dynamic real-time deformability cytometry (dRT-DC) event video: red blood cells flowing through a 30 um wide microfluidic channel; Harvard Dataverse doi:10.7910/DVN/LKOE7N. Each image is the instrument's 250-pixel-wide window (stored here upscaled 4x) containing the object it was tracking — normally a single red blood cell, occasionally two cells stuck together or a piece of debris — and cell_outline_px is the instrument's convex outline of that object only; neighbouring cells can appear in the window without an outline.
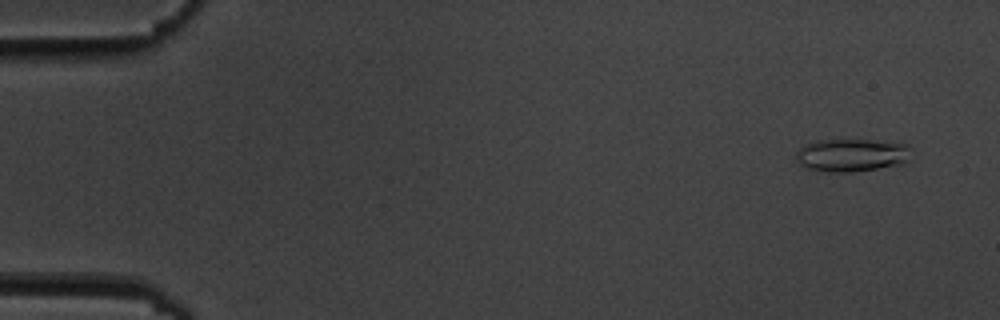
{"species": "common noctule bat (a hibernating species)", "species_latin": "Nyctalus noctula", "temperature_condition": "cold", "stored_images_in_passage": 5, "camera_frame_rate_fps": 3000, "um_per_image_px": 0.085, "animal": {"sex": "male", "body_mass_g": 19.5, "forearm_length_mm": 54.6}, "frame": {"image": 1, "passage_image": 1, "time_ms": 0.0, "image_size_px": [1000, 320], "cell_outline_px": [[912, 148], [908, 160], [900, 164], [852, 172], [824, 172], [804, 168], [796, 160], [796, 152], [804, 144], [816, 140], [868, 140], [908, 144]], "centroid_in_image_um": [72.35, 13.19], "position_along_channel_um": 12.6, "area_um2": 22.2}}
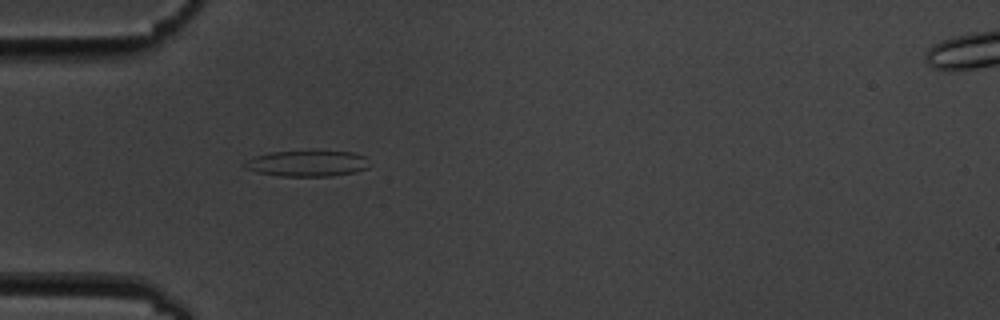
{"frame": {"image": 2, "passage_image": 5, "time_ms": 4.667, "image_size_px": [1000, 320], "cell_outline_px": [[372, 164], [368, 168], [356, 172], [332, 176], [280, 176], [256, 172], [244, 168], [244, 164], [248, 160], [256, 156], [272, 152], [312, 148], [316, 148], [352, 152], [364, 156]], "centroid_in_image_um": [26.19, 13.85], "position_along_channel_um": 58.8, "area_um2": 19.88}}